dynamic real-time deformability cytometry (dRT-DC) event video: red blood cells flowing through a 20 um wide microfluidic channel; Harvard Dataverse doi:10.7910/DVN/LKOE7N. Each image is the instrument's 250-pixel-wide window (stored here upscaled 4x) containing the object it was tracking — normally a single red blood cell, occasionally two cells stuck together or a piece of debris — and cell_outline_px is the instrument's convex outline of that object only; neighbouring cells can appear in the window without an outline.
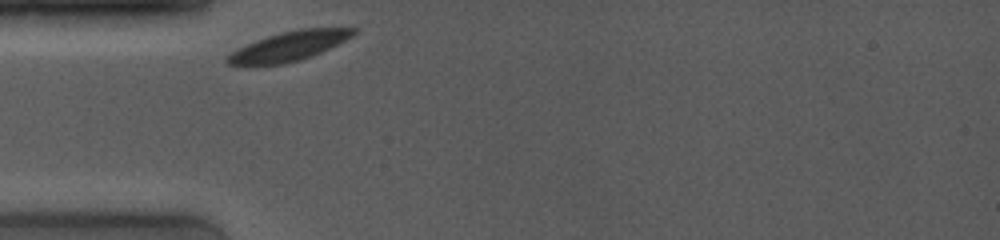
{"species": "common noctule bat (a hibernating species)", "species_latin": "Nyctalus noctula", "temperature_condition": "room temperature", "stored_images_in_passage": 27, "camera_frame_rate_fps": 4000, "um_per_image_px": 0.085, "animal": {"sex": "female", "body_mass_g": 19.0, "forearm_length_mm": 53.3}, "frame": {"image": 1, "passage_image": 1, "time_ms": 0.0, "image_size_px": [1000, 240], "cell_outline_px": [[360, 28], [352, 36], [320, 52], [300, 60], [284, 64], [228, 64], [224, 60], [232, 52], [256, 40], [280, 32], [300, 28]], "centroid_in_image_um": [24.59, 3.9], "position_along_channel_um": 60.4, "area_um2": 21.04}}
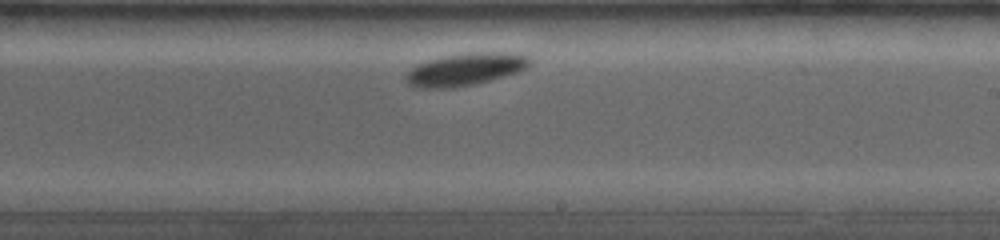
{"frame": {"image": 2, "passage_image": 15, "time_ms": 5.25, "image_size_px": [1000, 240], "cell_outline_px": [[532, 60], [524, 68], [516, 72], [504, 76], [476, 84], [452, 88], [416, 88], [408, 84], [404, 76], [412, 68], [428, 60], [468, 52], [516, 52], [528, 56]], "centroid_in_image_um": [39.56, 5.89], "position_along_channel_um": 249.4, "area_um2": 23.29}}
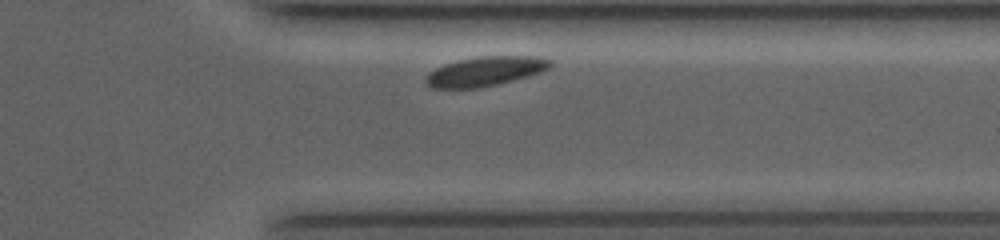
{"frame": {"image": 3, "passage_image": 25, "time_ms": 8.5, "image_size_px": [1000, 240], "cell_outline_px": [[552, 64], [548, 68], [540, 72], [512, 80], [480, 88], [428, 88], [424, 80], [428, 72], [444, 64], [460, 60], [480, 56], [540, 56], [548, 60]], "centroid_in_image_um": [41.18, 6.06], "position_along_channel_um": 370.2, "area_um2": 21.21}, "authors_computed_cell_mechanics": {"area_um2": 22.0796, "velocity_mm_per_s": 3.657, "shape_relaxation_time_tau1_ms": 0.3748, "shape_relaxation_time_tau2_ms": null, "deformation_change_tau1": 0.0512, "deformation_change_tau2": null}}